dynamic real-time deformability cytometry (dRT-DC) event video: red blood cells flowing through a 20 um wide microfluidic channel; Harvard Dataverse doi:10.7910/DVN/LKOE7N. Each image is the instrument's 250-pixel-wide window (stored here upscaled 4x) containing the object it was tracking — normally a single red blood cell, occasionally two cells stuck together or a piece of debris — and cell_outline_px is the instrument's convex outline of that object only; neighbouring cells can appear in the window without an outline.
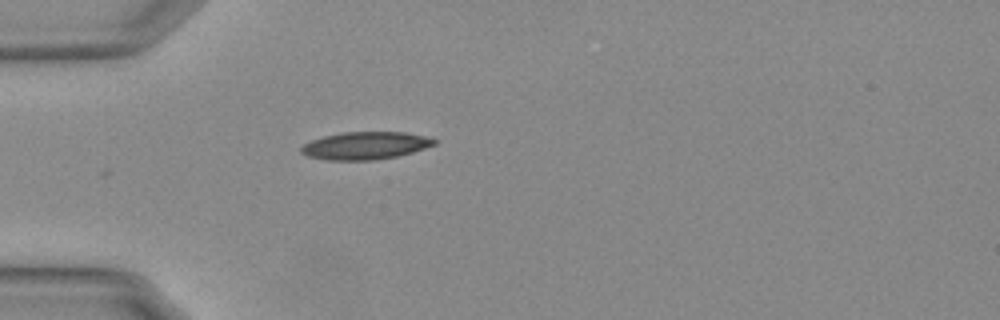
{"species": "Egyptian fruit bat (a non-hibernating species)", "species_latin": "Rousettus aegyptiacus", "temperature_condition": "warm", "stored_images_in_passage": 30, "camera_frame_rate_fps": 3000, "um_per_image_px": 0.085, "animal": {"sex": "female"}, "frame": {"image": 1, "passage_image": 1, "time_ms": 0.0, "image_size_px": [1000, 320], "cell_outline_px": [[436, 144], [412, 152], [396, 156], [372, 160], [324, 160], [308, 156], [300, 152], [300, 148], [304, 144], [312, 140], [324, 136], [344, 132], [404, 132], [424, 136], [436, 140]], "centroid_in_image_um": [31.02, 12.38], "position_along_channel_um": 54.0, "area_um2": 21.21}}
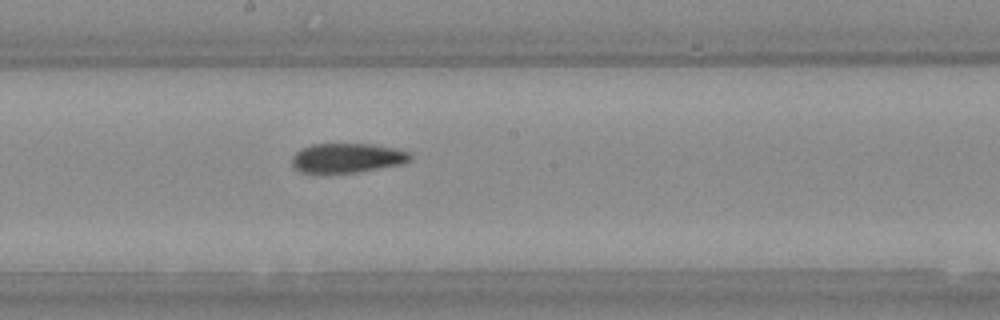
{"frame": {"image": 2, "passage_image": 15, "time_ms": 4.667, "image_size_px": [1000, 320], "cell_outline_px": [[412, 160], [404, 164], [356, 172], [328, 176], [320, 176], [300, 172], [292, 164], [292, 156], [300, 148], [312, 144], [372, 144], [396, 148], [408, 152], [412, 156]], "centroid_in_image_um": [29.46, 13.47], "position_along_channel_um": 218.7, "area_um2": 21.21}}
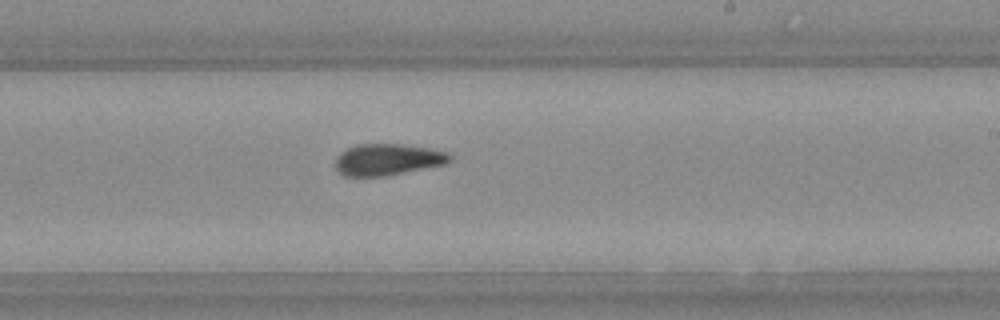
{"frame": {"image": 3, "passage_image": 18, "time_ms": 5.667, "image_size_px": [1000, 320], "cell_outline_px": [[452, 160], [444, 164], [384, 176], [344, 176], [336, 168], [336, 160], [340, 152], [356, 144], [404, 144], [432, 148], [448, 152], [452, 156]], "centroid_in_image_um": [32.97, 13.54], "position_along_channel_um": 256.0, "area_um2": 20.98}, "authors_computed_cell_mechanics": {"area_um2": 21.1837, "velocity_mm_per_s": 3.7573, "shape_relaxation_time_tau1_ms": null, "shape_relaxation_time_tau2_ms": 4.7308, "deformation_change_tau1": null, "deformation_change_tau2": 0.1213}}